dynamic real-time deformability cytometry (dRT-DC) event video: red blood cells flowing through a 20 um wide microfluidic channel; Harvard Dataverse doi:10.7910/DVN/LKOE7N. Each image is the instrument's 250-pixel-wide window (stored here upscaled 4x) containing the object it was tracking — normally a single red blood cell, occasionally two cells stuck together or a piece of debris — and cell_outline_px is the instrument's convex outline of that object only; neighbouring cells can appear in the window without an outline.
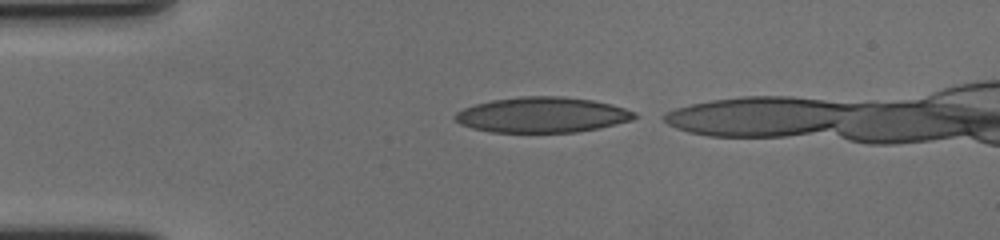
{"species": "human", "species_latin": "Homo sapiens", "temperature_condition": "cold", "stored_images_in_passage": 39, "camera_frame_rate_fps": 3000, "um_per_image_px": 0.085, "donor": {"sex": "female"}, "frame": {"image": 1, "passage_image": 1, "time_ms": 0.0, "image_size_px": [1000, 240], "cell_outline_px": [[640, 116], [632, 120], [600, 128], [576, 132], [488, 132], [472, 128], [460, 124], [452, 120], [452, 116], [456, 112], [464, 108], [476, 104], [492, 100], [520, 96], [564, 96], [592, 100], [612, 104], [636, 112]], "centroid_in_image_um": [46.08, 9.76], "position_along_channel_um": 38.9, "area_um2": 37.4}}
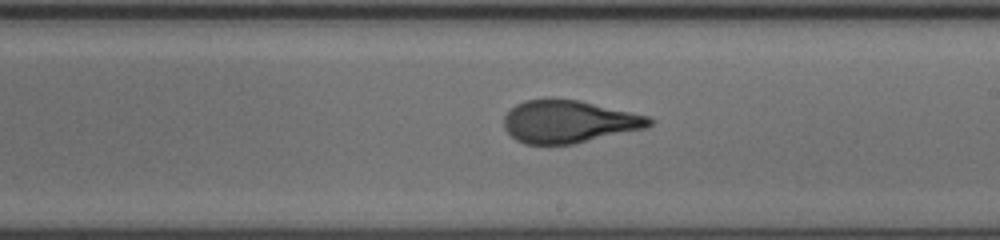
{"frame": {"image": 2, "passage_image": 21, "time_ms": 6.667, "image_size_px": [1000, 240], "cell_outline_px": [[656, 120], [648, 128], [572, 144], [524, 144], [516, 140], [504, 128], [504, 116], [516, 104], [524, 100], [580, 100], [648, 116]], "centroid_in_image_um": [48.38, 10.35], "position_along_channel_um": 240.6, "area_um2": 35.84}}
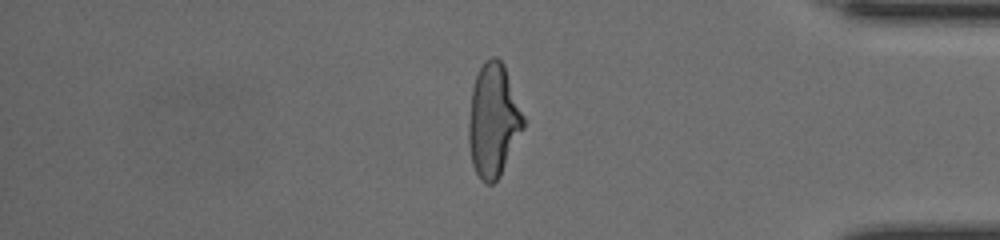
{"frame": {"image": 3, "passage_image": 36, "time_ms": 11.667, "image_size_px": [1000, 240], "cell_outline_px": [[524, 128], [500, 176], [492, 184], [484, 184], [480, 180], [472, 164], [468, 144], [468, 120], [472, 88], [476, 76], [480, 68], [492, 56], [496, 56], [504, 64], [524, 116]], "centroid_in_image_um": [41.92, 10.27], "position_along_channel_um": 393.3, "area_um2": 36.13}, "authors_computed_cell_mechanics": {"area_um2": 36.5874, "velocity_mm_per_s": 3.5675, "shape_relaxation_time_tau1_ms": 8.4968, "shape_relaxation_time_tau2_ms": 1.2627, "deformation_change_tau1": 0.2698, "deformation_change_tau2": 0.089}}